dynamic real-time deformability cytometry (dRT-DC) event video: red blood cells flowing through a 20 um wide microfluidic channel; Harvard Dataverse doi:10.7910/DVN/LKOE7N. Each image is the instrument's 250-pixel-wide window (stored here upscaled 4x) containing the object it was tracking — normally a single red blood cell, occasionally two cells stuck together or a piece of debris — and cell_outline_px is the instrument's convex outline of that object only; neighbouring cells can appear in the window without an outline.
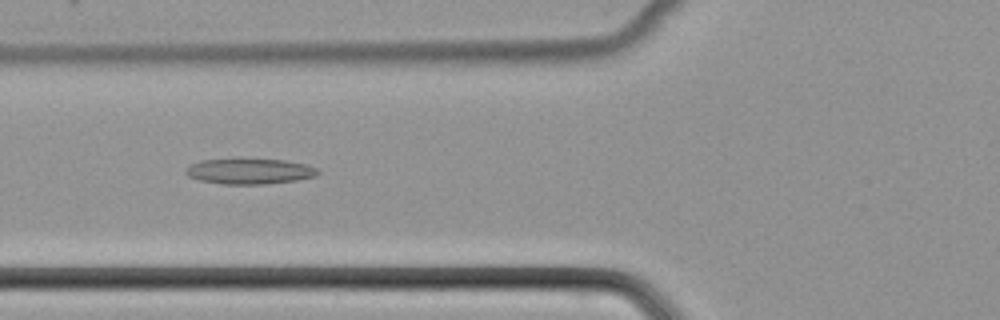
{"species": "common noctule bat (a hibernating species)", "species_latin": "Nyctalus noctula", "temperature_condition": "cold", "stored_images_in_passage": 46, "camera_frame_rate_fps": 3000, "um_per_image_px": 0.085, "animal": {"sex": "female", "body_mass_g": 22.7, "forearm_length_mm": 54.2}, "frame": {"image": 1, "passage_image": 18, "time_ms": 5.667, "image_size_px": [1000, 320], "cell_outline_px": [[320, 172], [316, 176], [296, 180], [264, 184], [224, 184], [200, 180], [188, 176], [184, 172], [192, 164], [200, 160], [240, 156], [288, 160], [304, 164], [316, 168]], "centroid_in_image_um": [21.2, 14.5], "position_along_channel_um": 104.6, "area_um2": 20.46}}
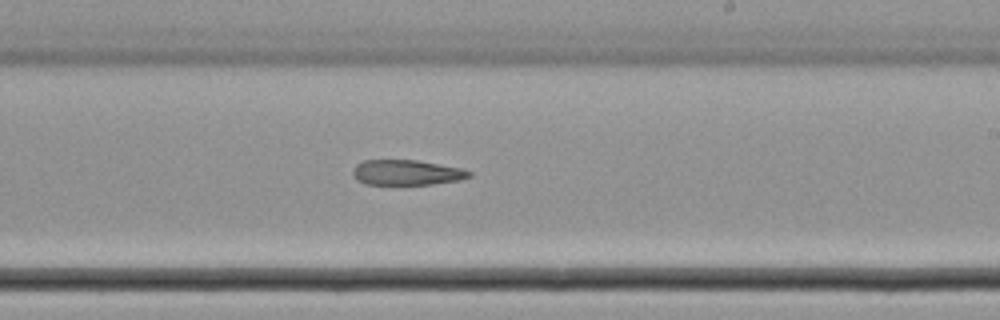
{"frame": {"image": 2, "passage_image": 29, "time_ms": 9.333, "image_size_px": [1000, 320], "cell_outline_px": [[472, 176], [460, 180], [432, 184], [364, 184], [356, 180], [352, 176], [352, 168], [356, 164], [364, 160], [416, 160], [460, 168], [472, 172]], "centroid_in_image_um": [34.52, 14.66], "position_along_channel_um": 254.5, "area_um2": 17.17}}
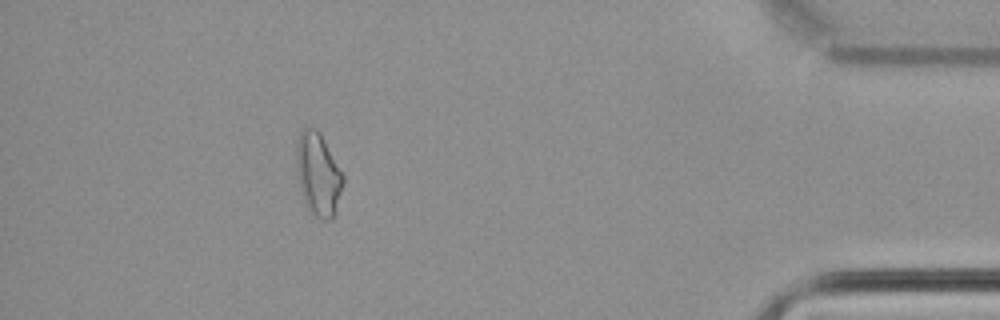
{"frame": {"image": 3, "passage_image": 44, "time_ms": 14.333, "image_size_px": [1000, 320], "cell_outline_px": [[344, 184], [336, 216], [332, 220], [320, 220], [308, 212], [300, 188], [296, 168], [296, 140], [300, 128], [316, 128], [320, 132], [344, 176]], "centroid_in_image_um": [27.05, 14.86], "position_along_channel_um": 408.2, "area_um2": 23.24}}